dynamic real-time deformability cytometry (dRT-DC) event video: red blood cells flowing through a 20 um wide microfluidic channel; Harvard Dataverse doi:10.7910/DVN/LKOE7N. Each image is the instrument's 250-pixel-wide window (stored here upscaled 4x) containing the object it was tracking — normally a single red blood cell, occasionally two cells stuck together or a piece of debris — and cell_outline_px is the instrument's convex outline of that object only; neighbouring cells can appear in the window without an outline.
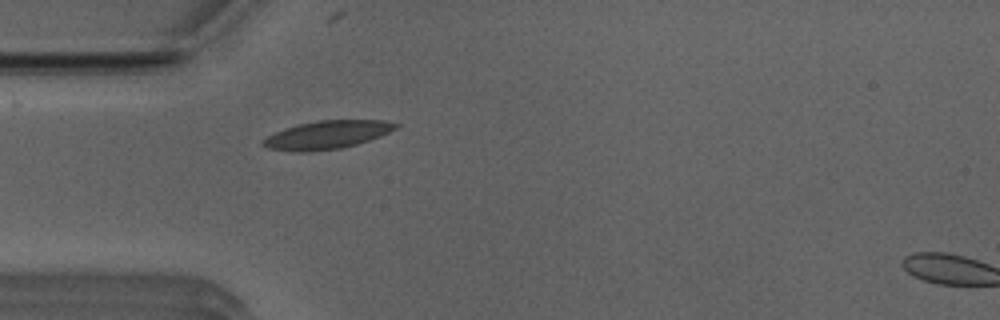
{"species": "Egyptian fruit bat (a non-hibernating species)", "species_latin": "Rousettus aegyptiacus", "temperature_condition": "room temperature", "stored_images_in_passage": 17, "camera_frame_rate_fps": 3000, "um_per_image_px": 0.085, "animal": {"sex": "male"}, "frame": {"image": 1, "passage_image": 1, "time_ms": 0.0, "image_size_px": [1000, 320], "cell_outline_px": [[400, 124], [396, 128], [380, 136], [356, 144], [340, 148], [268, 148], [260, 144], [260, 140], [276, 132], [300, 124], [320, 120], [384, 120]], "centroid_in_image_um": [27.9, 11.39], "position_along_channel_um": 57.1, "area_um2": 20.35}}
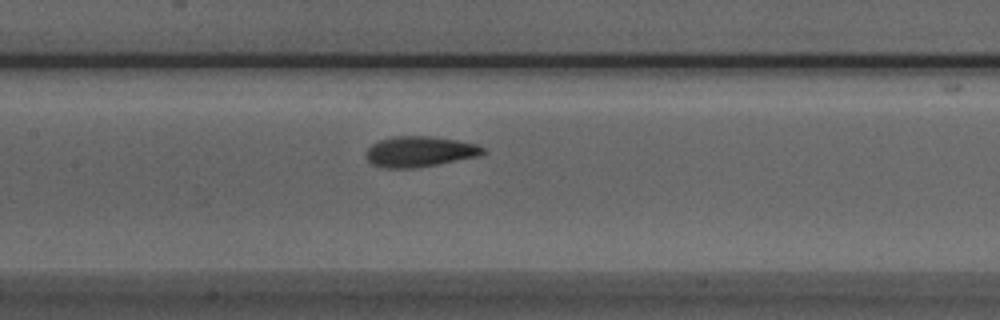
{"frame": {"image": 2, "passage_image": 10, "time_ms": 3.0, "image_size_px": [1000, 320], "cell_outline_px": [[488, 152], [480, 156], [416, 168], [380, 168], [372, 164], [364, 156], [364, 152], [372, 144], [380, 140], [392, 136], [428, 136], [456, 140], [476, 144], [484, 148]], "centroid_in_image_um": [35.65, 12.89], "position_along_channel_um": 171.8, "area_um2": 21.04}}
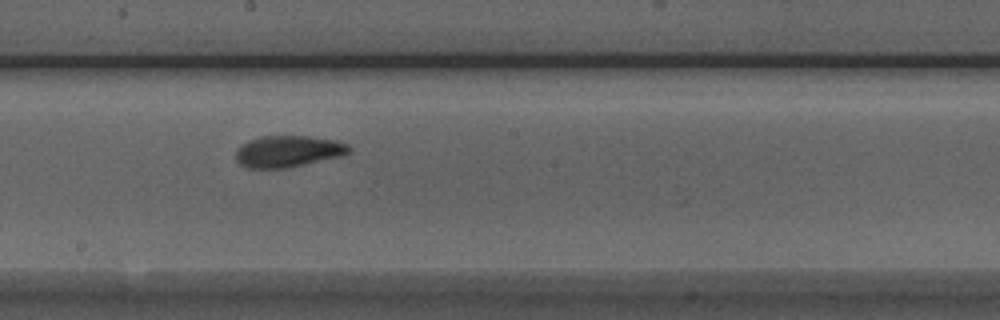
{"frame": {"image": 3, "passage_image": 14, "time_ms": 4.333, "image_size_px": [1000, 320], "cell_outline_px": [[352, 152], [340, 156], [288, 168], [244, 168], [236, 160], [236, 148], [240, 144], [248, 140], [260, 136], [308, 136], [336, 140], [348, 144], [352, 148]], "centroid_in_image_um": [24.47, 12.86], "position_along_channel_um": 223.7, "area_um2": 21.1}}